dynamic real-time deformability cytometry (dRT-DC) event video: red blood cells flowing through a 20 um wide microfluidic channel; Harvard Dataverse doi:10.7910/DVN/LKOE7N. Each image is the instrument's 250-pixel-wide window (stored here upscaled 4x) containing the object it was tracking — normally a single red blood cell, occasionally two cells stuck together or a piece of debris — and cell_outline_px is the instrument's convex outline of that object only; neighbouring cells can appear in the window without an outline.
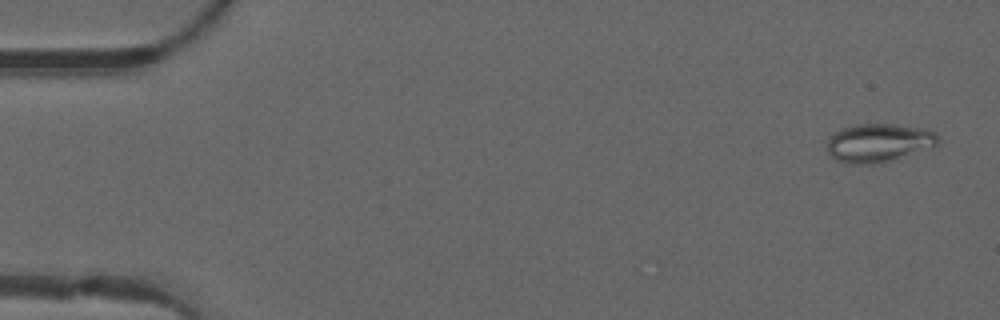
{"species": "common noctule bat (a hibernating species)", "species_latin": "Nyctalus noctula", "temperature_condition": "warm", "stored_images_in_passage": 49, "camera_frame_rate_fps": 3000, "um_per_image_px": 0.085, "animal": {"sex": "male", "forearm_length_mm": 52.5}, "frame": {"image": 1, "passage_image": 2, "time_ms": 0.333, "image_size_px": [1000, 320], "cell_outline_px": [[940, 144], [936, 148], [872, 164], [848, 164], [836, 160], [828, 152], [828, 140], [840, 128], [856, 124], [892, 124], [920, 128], [932, 132], [940, 136]], "centroid_in_image_um": [74.73, 12.14], "position_along_channel_um": 10.3, "area_um2": 24.91}}
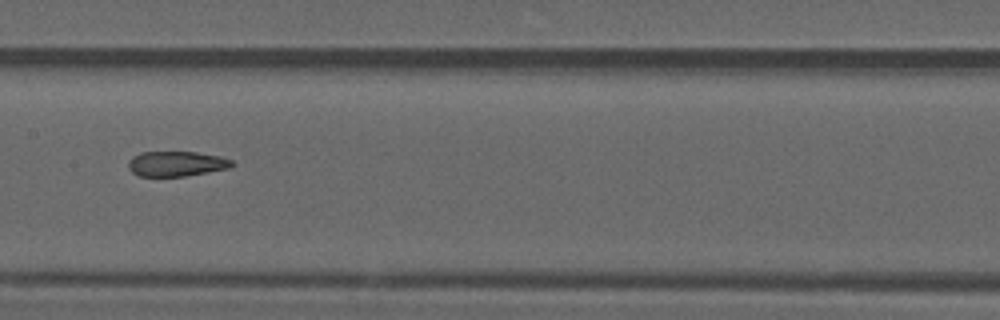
{"frame": {"image": 2, "passage_image": 25, "time_ms": 8.0, "image_size_px": [1000, 320], "cell_outline_px": [[232, 164], [228, 168], [208, 172], [184, 176], [140, 176], [132, 172], [128, 168], [128, 160], [132, 156], [140, 152], [196, 152], [220, 156], [232, 160]], "centroid_in_image_um": [14.95, 13.91], "position_along_channel_um": 192.5, "area_um2": 15.09}}
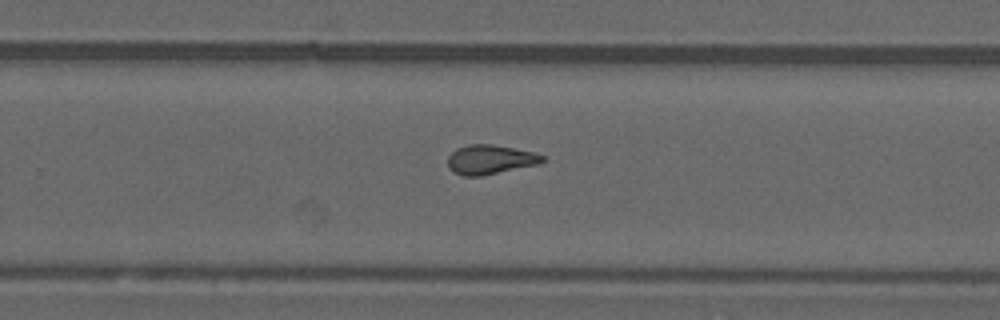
{"frame": {"image": 3, "passage_image": 32, "time_ms": 10.333, "image_size_px": [1000, 320], "cell_outline_px": [[544, 160], [540, 164], [480, 176], [464, 176], [452, 172], [448, 168], [448, 156], [456, 148], [468, 144], [492, 144], [536, 152], [544, 156]], "centroid_in_image_um": [41.66, 13.56], "position_along_channel_um": 288.1, "area_um2": 16.36}, "authors_computed_cell_mechanics": {"area_um2": 16.762, "velocity_mm_per_s": 4.1244, "shape_relaxation_time_tau1_ms": null, "shape_relaxation_time_tau2_ms": 2.2502, "deformation_change_tau1": null, "deformation_change_tau2": 0.0984}}